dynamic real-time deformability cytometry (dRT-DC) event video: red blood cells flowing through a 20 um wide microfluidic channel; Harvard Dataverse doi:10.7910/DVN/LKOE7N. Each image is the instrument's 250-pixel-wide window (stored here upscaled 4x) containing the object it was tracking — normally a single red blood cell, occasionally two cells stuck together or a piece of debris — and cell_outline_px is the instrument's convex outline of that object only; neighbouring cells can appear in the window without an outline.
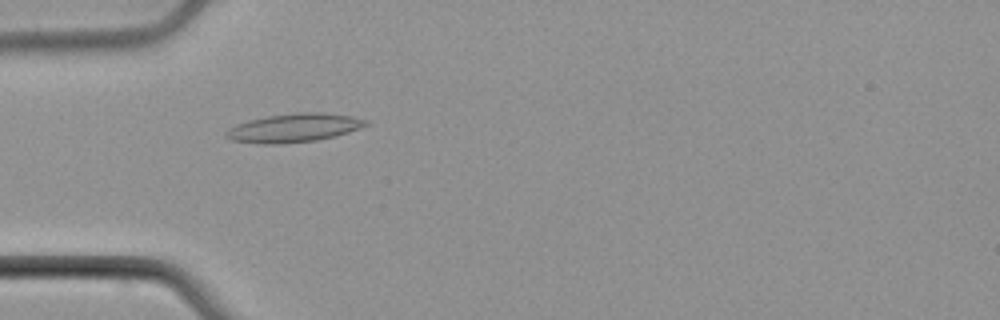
{"species": "common noctule bat (a hibernating species)", "species_latin": "Nyctalus noctula", "temperature_condition": "cold", "stored_images_in_passage": 7, "camera_frame_rate_fps": 3000, "um_per_image_px": 0.085, "animal": {"sex": "male", "body_mass_g": 21.5, "forearm_length_mm": 52.0}, "frame": {"image": 1, "passage_image": 4, "time_ms": 3.667, "image_size_px": [1000, 320], "cell_outline_px": [[368, 124], [360, 128], [336, 136], [316, 140], [280, 144], [264, 144], [232, 140], [224, 136], [224, 132], [228, 128], [236, 124], [248, 120], [268, 116], [296, 112], [324, 112], [352, 116], [368, 120]], "centroid_in_image_um": [24.97, 10.86], "position_along_channel_um": 60.0, "area_um2": 23.41}}
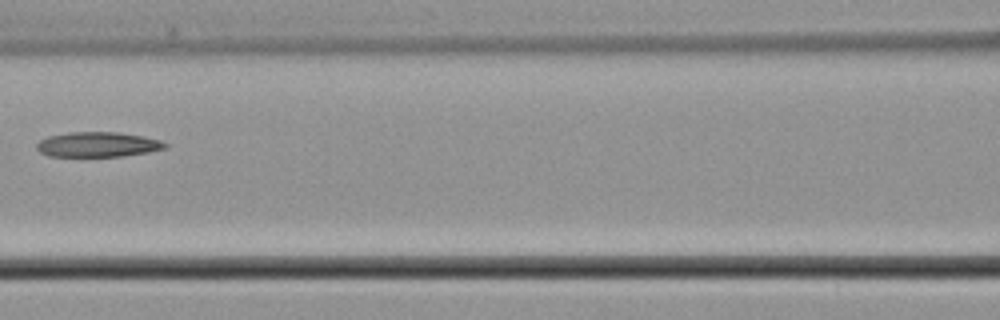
{"frame": {"image": 2, "passage_image": 6, "time_ms": 6.333, "image_size_px": [1000, 320], "cell_outline_px": [[168, 148], [148, 152], [124, 156], [48, 156], [40, 152], [36, 148], [36, 144], [40, 140], [48, 136], [68, 132], [120, 132], [144, 136], [160, 140], [168, 144]], "centroid_in_image_um": [8.33, 12.28], "position_along_channel_um": 158.3, "area_um2": 18.84}}
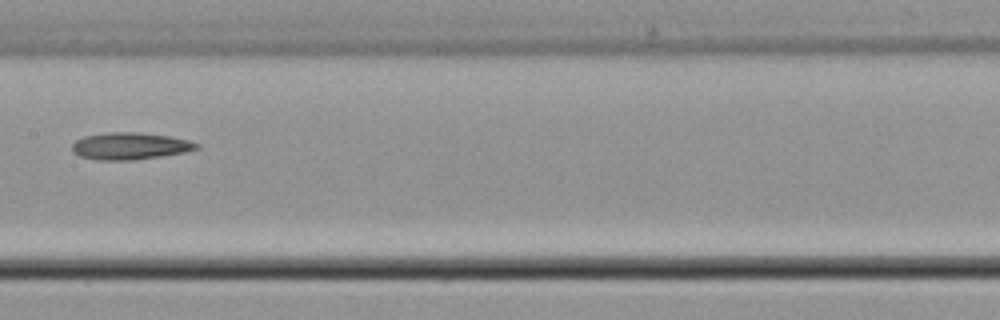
{"frame": {"image": 3, "passage_image": 7, "time_ms": 7.333, "image_size_px": [1000, 320], "cell_outline_px": [[200, 148], [184, 152], [160, 156], [132, 160], [100, 160], [80, 156], [72, 152], [72, 144], [76, 140], [84, 136], [104, 132], [140, 132], [168, 136], [188, 140], [200, 144]], "centroid_in_image_um": [11.03, 12.4], "position_along_channel_um": 196.4, "area_um2": 19.59}}